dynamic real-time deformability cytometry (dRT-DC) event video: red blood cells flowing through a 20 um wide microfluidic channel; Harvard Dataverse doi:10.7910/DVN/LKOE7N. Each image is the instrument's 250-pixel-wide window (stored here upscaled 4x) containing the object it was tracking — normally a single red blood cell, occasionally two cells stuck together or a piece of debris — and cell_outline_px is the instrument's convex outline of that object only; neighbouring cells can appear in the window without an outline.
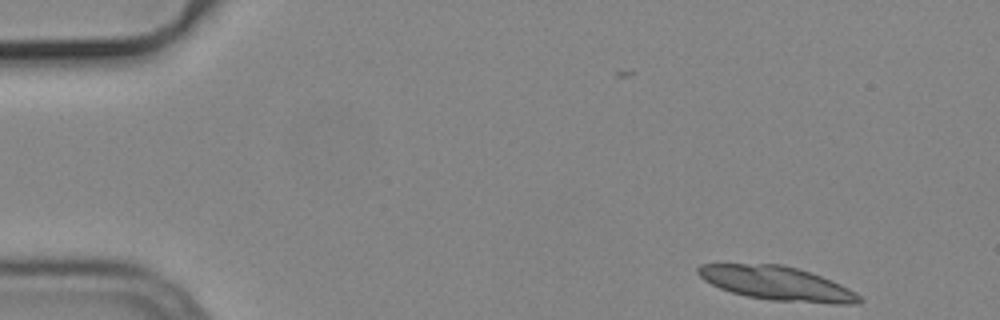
{"species": "common noctule bat (a hibernating species)", "species_latin": "Nyctalus noctula", "temperature_condition": "cold", "stored_images_in_passage": 16, "camera_frame_rate_fps": 3000, "um_per_image_px": 0.085, "animal": {"sex": "male", "body_mass_g": 19.2, "forearm_length_mm": 51.8}, "frame": {"image": 1, "passage_image": 1, "time_ms": 0.0, "image_size_px": [1000, 320], "cell_outline_px": [[864, 300], [860, 304], [832, 304], [772, 300], [748, 296], [732, 292], [720, 288], [704, 280], [696, 272], [696, 268], [700, 264], [784, 264], [832, 280], [856, 292]], "centroid_in_image_um": [66.08, 24.09], "position_along_channel_um": 18.9, "area_um2": 31.79}}